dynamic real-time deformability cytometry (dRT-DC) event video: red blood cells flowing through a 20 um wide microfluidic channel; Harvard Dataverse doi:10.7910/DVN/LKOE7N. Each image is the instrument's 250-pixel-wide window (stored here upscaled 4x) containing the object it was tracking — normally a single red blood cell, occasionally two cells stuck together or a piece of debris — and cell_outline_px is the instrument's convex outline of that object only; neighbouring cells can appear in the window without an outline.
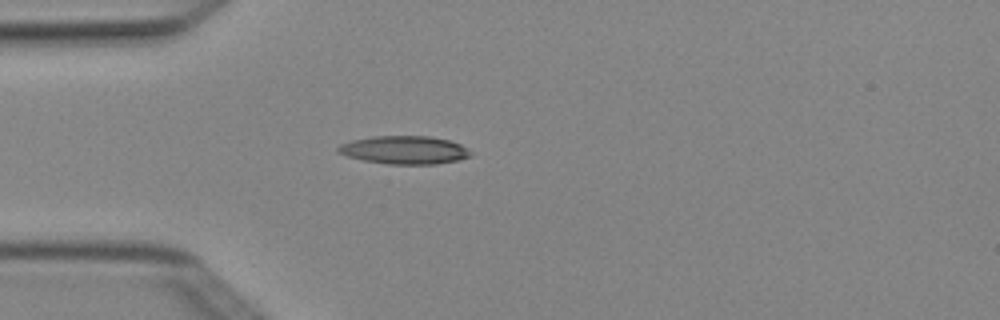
{"species": "Egyptian fruit bat (a non-hibernating species)", "species_latin": "Rousettus aegyptiacus", "temperature_condition": "cold", "stored_images_in_passage": 1, "camera_frame_rate_fps": 3000, "um_per_image_px": 0.085, "animal": {"sex": "female"}, "frame": {"image": 1, "passage_image": 1, "time_ms": 0.0, "image_size_px": [1000, 320], "cell_outline_px": [[472, 156], [460, 160], [436, 164], [388, 164], [364, 160], [348, 156], [336, 152], [336, 148], [340, 144], [352, 140], [372, 136], [428, 136], [448, 140], [460, 144], [472, 152]], "centroid_in_image_um": [34.38, 12.75], "position_along_channel_um": 50.6, "area_um2": 21.79}}